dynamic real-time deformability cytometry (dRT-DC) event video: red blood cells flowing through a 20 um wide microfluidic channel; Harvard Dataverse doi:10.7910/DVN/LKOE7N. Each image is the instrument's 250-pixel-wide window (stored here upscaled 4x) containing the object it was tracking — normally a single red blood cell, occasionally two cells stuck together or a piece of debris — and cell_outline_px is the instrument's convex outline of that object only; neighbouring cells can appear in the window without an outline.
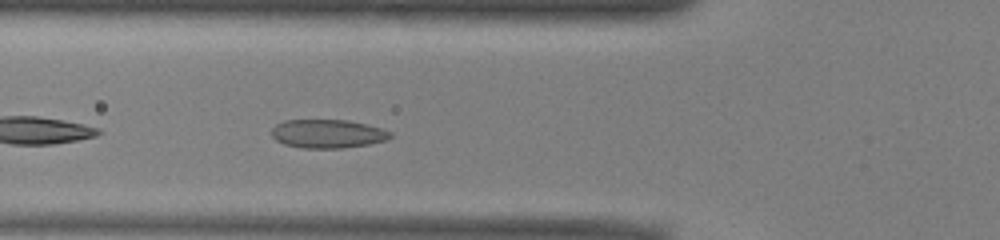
{"species": "common noctule bat (a hibernating species)", "species_latin": "Nyctalus noctula", "temperature_condition": "warm", "stored_images_in_passage": 39, "camera_frame_rate_fps": 3000, "um_per_image_px": 0.085, "animal": {"sex": "male", "body_mass_g": 13.0, "forearm_length_mm": 53.1}, "frame": {"image": 1, "passage_image": 7, "time_ms": 2.0, "image_size_px": [1000, 240], "cell_outline_px": [[392, 136], [388, 140], [368, 144], [340, 148], [304, 148], [284, 144], [276, 140], [272, 136], [272, 128], [276, 124], [284, 120], [348, 120], [368, 124], [392, 132]], "centroid_in_image_um": [27.86, 11.36], "position_along_channel_um": 97.9, "area_um2": 19.83}}
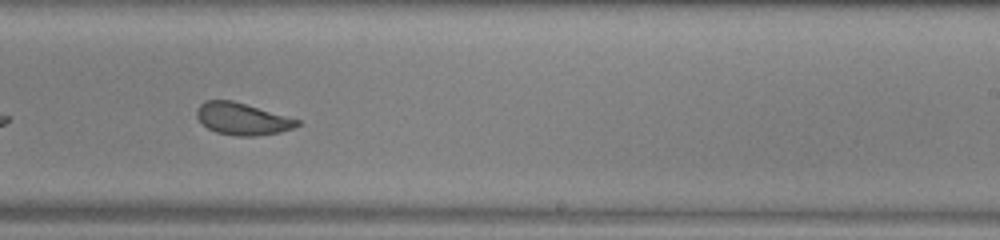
{"frame": {"image": 2, "passage_image": 20, "time_ms": 6.333, "image_size_px": [1000, 240], "cell_outline_px": [[300, 124], [292, 128], [280, 132], [256, 136], [236, 136], [216, 132], [208, 128], [196, 116], [196, 108], [204, 100], [232, 100], [300, 120]], "centroid_in_image_um": [20.57, 10.1], "position_along_channel_um": 268.4, "area_um2": 18.61}}
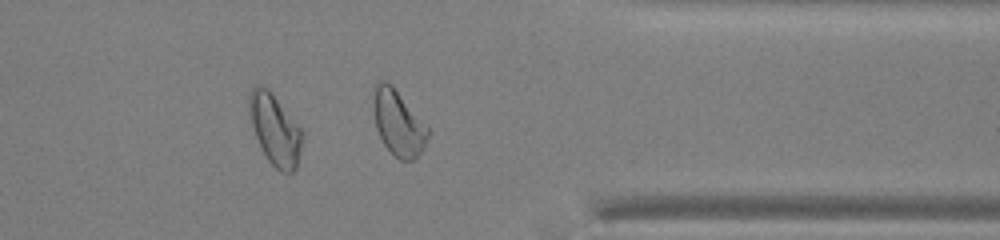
{"frame": {"image": 3, "passage_image": 29, "time_ms": 9.333, "image_size_px": [1000, 240], "cell_outline_px": [[304, 136], [296, 168], [292, 172], [280, 172], [268, 160], [260, 148], [248, 112], [248, 96], [252, 84], [264, 84], [272, 92], [304, 132]], "centroid_in_image_um": [23.35, 10.96], "position_along_channel_um": 388.0, "area_um2": 22.31}, "authors_computed_cell_mechanics": {"area_um2": 19.8254, "velocity_mm_per_s": 3.9403, "shape_relaxation_time_tau1_ms": 5.0583, "shape_relaxation_time_tau2_ms": 0.9919, "deformation_change_tau1": 0.1273, "deformation_change_tau2": 0.0683}}